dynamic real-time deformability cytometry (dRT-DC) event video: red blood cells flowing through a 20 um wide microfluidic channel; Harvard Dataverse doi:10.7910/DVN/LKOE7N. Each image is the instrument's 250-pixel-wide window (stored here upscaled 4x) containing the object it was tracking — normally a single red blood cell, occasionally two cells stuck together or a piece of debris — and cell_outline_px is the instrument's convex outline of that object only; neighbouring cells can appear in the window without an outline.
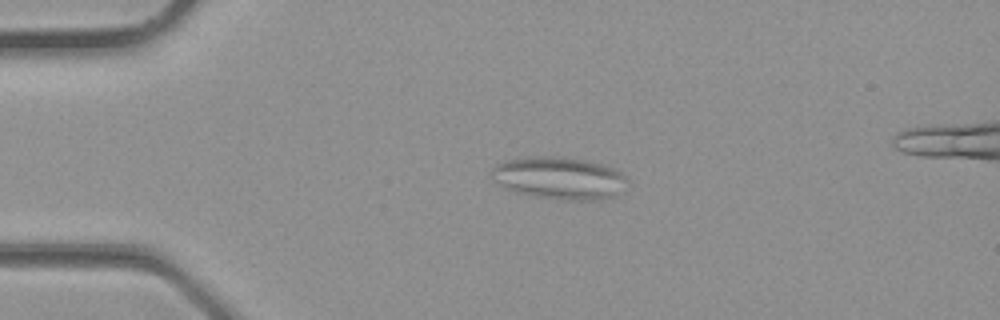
{"species": "common noctule bat (a hibernating species)", "species_latin": "Nyctalus noctula", "temperature_condition": "room temperature", "stored_images_in_passage": 32, "segment_of_instrument_passage": [1, 2], "camera_frame_rate_fps": 3000, "um_per_image_px": 0.085, "animal": {"sex": "male", "body_mass_g": 23.1, "forearm_length_mm": 52.7}, "frame": {"image": 1, "passage_image": 6, "time_ms": 1.667, "image_size_px": [1000, 320], "cell_outline_px": [[628, 180], [612, 196], [600, 200], [568, 200], [540, 196], [516, 192], [504, 188], [488, 176], [488, 172], [496, 164], [508, 160], [528, 156], [560, 156], [588, 160], [604, 164], [620, 172]], "centroid_in_image_um": [47.46, 15.11], "position_along_channel_um": 37.5, "area_um2": 33.41}}